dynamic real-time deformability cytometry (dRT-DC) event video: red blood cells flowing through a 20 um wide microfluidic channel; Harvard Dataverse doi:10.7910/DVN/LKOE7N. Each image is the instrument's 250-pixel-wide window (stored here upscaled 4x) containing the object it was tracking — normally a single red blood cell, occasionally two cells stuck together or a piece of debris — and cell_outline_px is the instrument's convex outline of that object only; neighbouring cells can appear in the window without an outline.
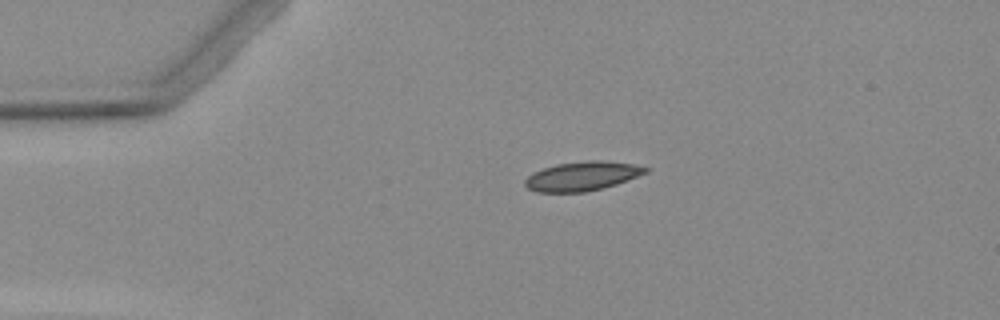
{"species": "Egyptian fruit bat (a non-hibernating species)", "species_latin": "Rousettus aegyptiacus", "temperature_condition": "warm", "stored_images_in_passage": 3, "camera_frame_rate_fps": 3000, "um_per_image_px": 0.085, "animal": {"sex": "female"}, "frame": {"image": 1, "passage_image": 3, "time_ms": 2.333, "image_size_px": [1000, 320], "cell_outline_px": [[648, 172], [616, 184], [584, 192], [536, 192], [528, 188], [524, 184], [524, 180], [532, 172], [556, 164], [588, 160], [604, 160], [632, 164], [648, 168]], "centroid_in_image_um": [49.45, 14.96], "position_along_channel_um": 35.6, "area_um2": 20.35}}